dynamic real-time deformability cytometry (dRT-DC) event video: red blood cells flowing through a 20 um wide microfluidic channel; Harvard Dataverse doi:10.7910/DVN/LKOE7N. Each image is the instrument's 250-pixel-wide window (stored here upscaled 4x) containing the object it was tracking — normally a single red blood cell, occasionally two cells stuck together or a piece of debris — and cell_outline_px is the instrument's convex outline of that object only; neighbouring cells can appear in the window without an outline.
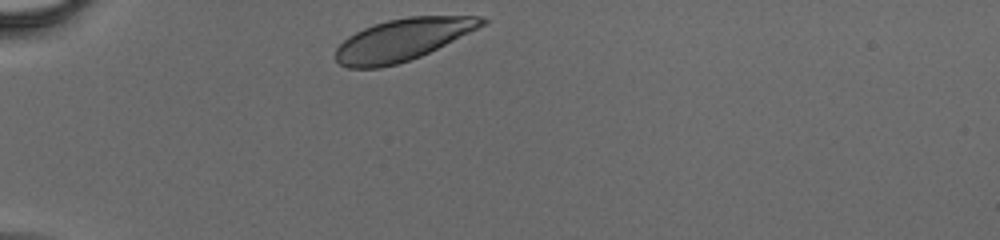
{"species": "human", "species_latin": "Homo sapiens", "temperature_condition": "cold", "stored_images_in_passage": 28, "camera_frame_rate_fps": 3000, "um_per_image_px": 0.085, "donor": {"sex": "male"}, "frame": {"image": 1, "passage_image": 1, "time_ms": 0.0, "image_size_px": [1000, 240], "cell_outline_px": [[488, 20], [484, 24], [420, 56], [396, 64], [380, 68], [348, 68], [340, 64], [332, 56], [336, 48], [348, 36], [364, 28], [388, 20], [408, 16], [484, 16]], "centroid_in_image_um": [34.14, 3.38], "position_along_channel_um": 50.9, "area_um2": 35.26}}
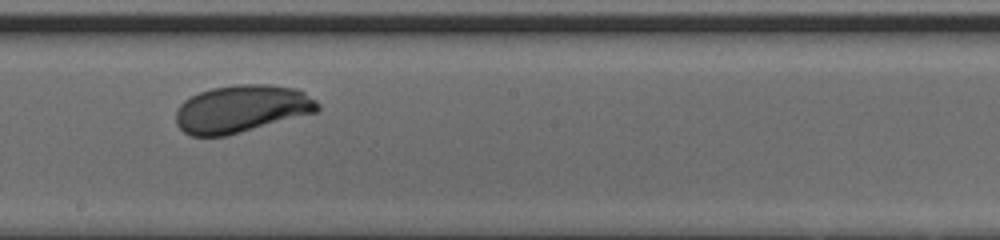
{"frame": {"image": 2, "passage_image": 15, "time_ms": 4.667, "image_size_px": [1000, 240], "cell_outline_px": [[320, 108], [316, 112], [228, 136], [192, 136], [184, 132], [176, 124], [176, 112], [180, 104], [184, 100], [200, 92], [212, 88], [236, 84], [268, 84], [296, 88], [304, 92], [316, 100], [320, 104]], "centroid_in_image_um": [20.54, 9.25], "position_along_channel_um": 227.7, "area_um2": 39.36}}
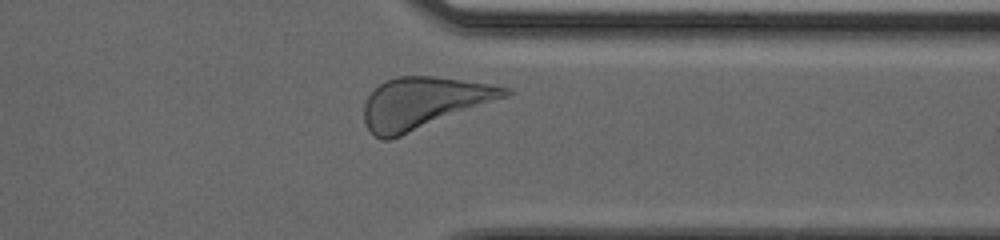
{"frame": {"image": 3, "passage_image": 25, "time_ms": 8.0, "image_size_px": [1000, 240], "cell_outline_px": [[512, 92], [508, 96], [400, 136], [388, 140], [380, 140], [364, 124], [364, 104], [368, 96], [380, 84], [388, 80], [400, 76], [432, 76], [488, 84], [508, 88]], "centroid_in_image_um": [35.96, 8.75], "position_along_channel_um": 375.4, "area_um2": 41.38}}